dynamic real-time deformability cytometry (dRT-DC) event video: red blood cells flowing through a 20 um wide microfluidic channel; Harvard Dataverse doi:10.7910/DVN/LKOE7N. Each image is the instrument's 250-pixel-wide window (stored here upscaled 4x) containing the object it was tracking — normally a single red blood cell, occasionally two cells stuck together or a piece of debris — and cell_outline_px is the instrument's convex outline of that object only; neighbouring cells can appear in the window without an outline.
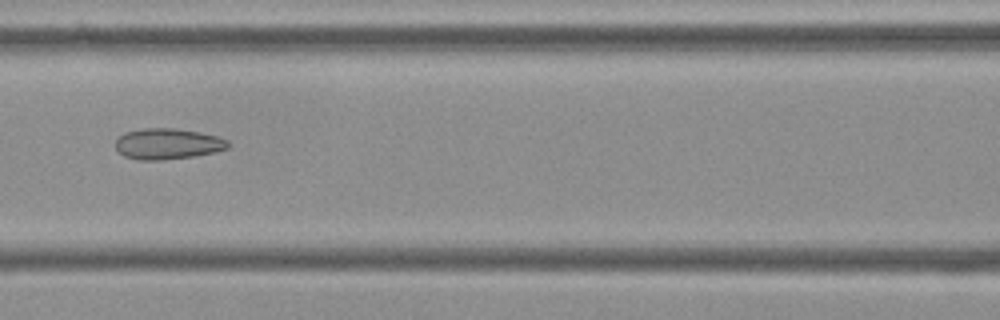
{"species": "Egyptian fruit bat (a non-hibernating species)", "species_latin": "Rousettus aegyptiacus", "temperature_condition": "cold", "stored_images_in_passage": 9, "camera_frame_rate_fps": 3000, "um_per_image_px": 0.085, "frame": {"image": 1, "passage_image": 7, "time_ms": 2.0, "image_size_px": [1000, 320], "cell_outline_px": [[228, 148], [212, 152], [192, 156], [164, 160], [136, 160], [124, 156], [116, 152], [116, 140], [124, 132], [140, 128], [176, 128], [216, 136], [228, 140]], "centroid_in_image_um": [14.17, 12.23], "position_along_channel_um": 152.4, "area_um2": 20.23}}
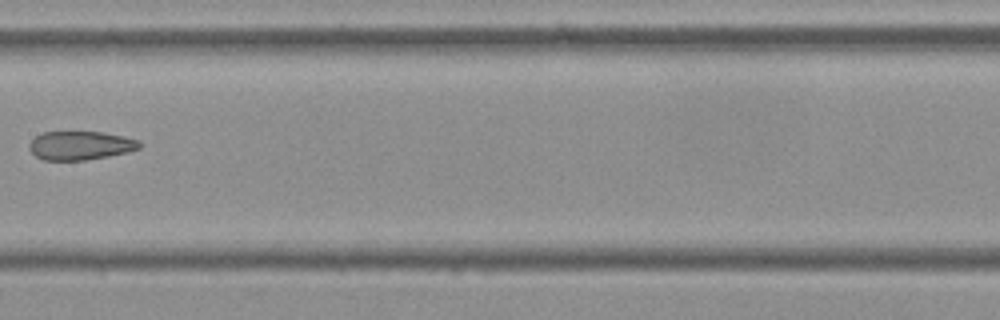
{"frame": {"image": 2, "passage_image": 8, "time_ms": 2.333, "image_size_px": [1000, 320], "cell_outline_px": [[140, 148], [128, 152], [88, 160], [44, 160], [36, 156], [28, 148], [28, 144], [36, 136], [44, 132], [104, 132], [124, 136], [136, 140], [140, 144]], "centroid_in_image_um": [6.82, 12.37], "position_along_channel_um": 200.6, "area_um2": 18.38}}
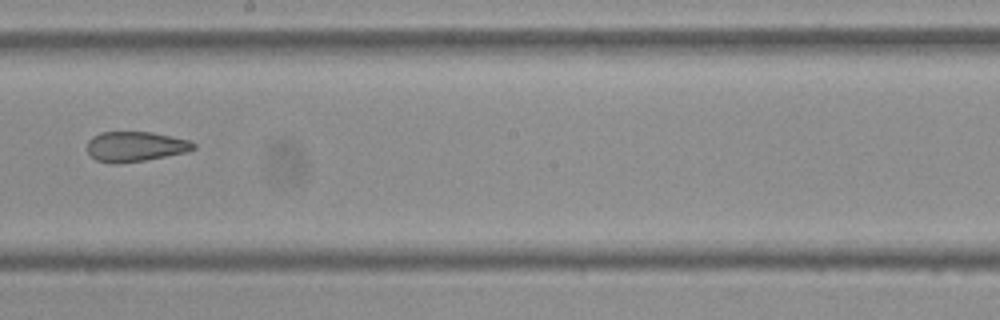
{"frame": {"image": 3, "passage_image": 9, "time_ms": 2.667, "image_size_px": [1000, 320], "cell_outline_px": [[196, 148], [184, 152], [144, 160], [120, 164], [112, 164], [96, 160], [88, 152], [88, 140], [92, 136], [100, 132], [152, 132], [192, 140], [196, 144]], "centroid_in_image_um": [11.5, 12.45], "position_along_channel_um": 236.7, "area_um2": 18.67}}